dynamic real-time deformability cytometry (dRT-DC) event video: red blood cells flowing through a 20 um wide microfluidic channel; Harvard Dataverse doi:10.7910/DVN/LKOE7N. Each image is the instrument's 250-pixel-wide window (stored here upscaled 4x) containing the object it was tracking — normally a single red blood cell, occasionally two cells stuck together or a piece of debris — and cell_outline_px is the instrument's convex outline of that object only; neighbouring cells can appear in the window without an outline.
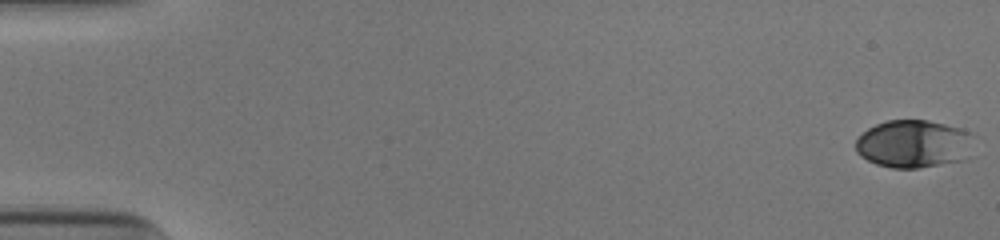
{"species": "human", "species_latin": "Homo sapiens", "temperature_condition": "cold", "stored_images_in_passage": 53, "camera_frame_rate_fps": 3000, "um_per_image_px": 0.085, "donor": {"sex": "male"}, "frame": {"image": 1, "passage_image": 1, "time_ms": 0.0, "image_size_px": [1000, 240], "cell_outline_px": [[968, 160], [916, 168], [892, 168], [876, 164], [860, 156], [856, 152], [856, 140], [868, 128], [876, 124], [888, 120], [928, 120], [944, 124], [968, 132]], "centroid_in_image_um": [77.58, 12.24], "position_along_channel_um": 7.4, "area_um2": 32.43}}
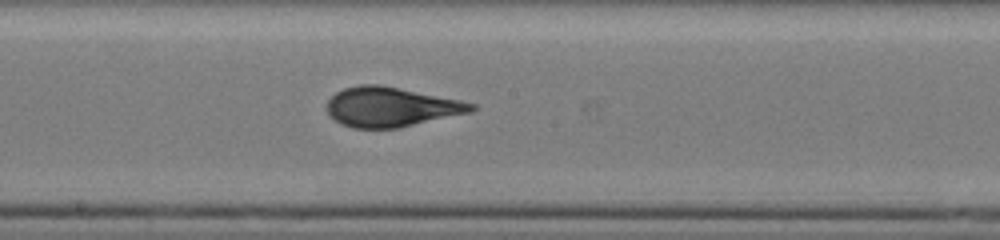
{"frame": {"image": 2, "passage_image": 30, "time_ms": 9.667, "image_size_px": [1000, 240], "cell_outline_px": [[476, 108], [472, 112], [400, 128], [352, 128], [340, 124], [328, 112], [328, 100], [336, 92], [344, 88], [360, 84], [380, 84], [460, 100], [476, 104]], "centroid_in_image_um": [33.25, 9.09], "position_along_channel_um": 214.9, "area_um2": 33.35}}
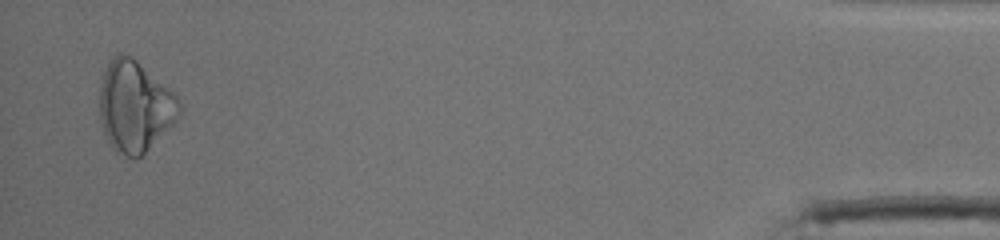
{"frame": {"image": 3, "passage_image": 52, "time_ms": 17.0, "image_size_px": [1000, 240], "cell_outline_px": [[180, 116], [136, 160], [116, 152], [112, 148], [104, 132], [100, 116], [100, 88], [104, 72], [112, 56], [120, 52], [124, 52], [132, 56], [168, 88], [180, 100]], "centroid_in_image_um": [11.44, 9.03], "position_along_channel_um": 423.8, "area_um2": 41.79}, "authors_computed_cell_mechanics": {"area_um2": 33.4084, "velocity_mm_per_s": 3.9129, "shape_relaxation_time_tau1_ms": 5.25, "shape_relaxation_time_tau2_ms": 1.0684, "deformation_change_tau1": 0.1781, "deformation_change_tau2": 0.044}}